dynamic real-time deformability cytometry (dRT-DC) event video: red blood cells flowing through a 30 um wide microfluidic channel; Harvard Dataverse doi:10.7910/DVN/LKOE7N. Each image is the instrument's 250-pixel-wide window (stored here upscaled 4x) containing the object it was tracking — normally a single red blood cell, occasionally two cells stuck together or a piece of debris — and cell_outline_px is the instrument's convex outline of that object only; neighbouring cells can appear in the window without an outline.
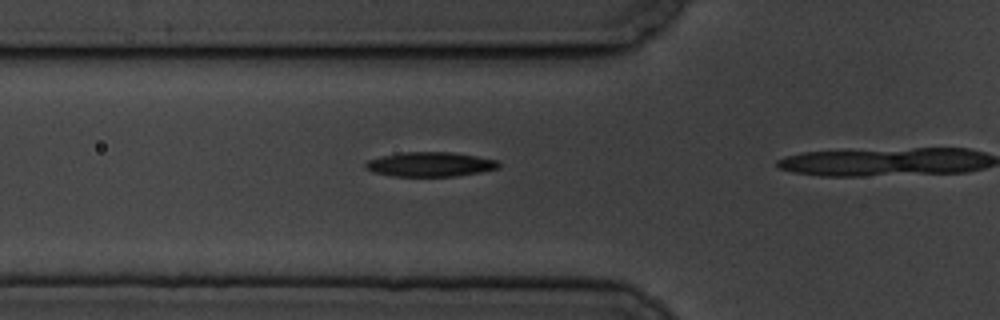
{"species": "common noctule bat (a hibernating species)", "species_latin": "Nyctalus noctula", "temperature_condition": "cold", "stored_images_in_passage": 5, "camera_frame_rate_fps": 3000, "um_per_image_px": 0.085, "animal": {"sex": "male", "body_mass_g": 19.5, "forearm_length_mm": 54.6}, "frame": {"image": 1, "passage_image": 4, "time_ms": 4.333, "image_size_px": [1000, 320], "cell_outline_px": [[500, 168], [480, 172], [456, 176], [392, 176], [372, 172], [364, 168], [364, 164], [368, 160], [380, 156], [400, 152], [452, 152], [476, 156], [496, 160], [500, 164]], "centroid_in_image_um": [36.52, 13.96], "position_along_channel_um": 89.3, "area_um2": 19.13}}